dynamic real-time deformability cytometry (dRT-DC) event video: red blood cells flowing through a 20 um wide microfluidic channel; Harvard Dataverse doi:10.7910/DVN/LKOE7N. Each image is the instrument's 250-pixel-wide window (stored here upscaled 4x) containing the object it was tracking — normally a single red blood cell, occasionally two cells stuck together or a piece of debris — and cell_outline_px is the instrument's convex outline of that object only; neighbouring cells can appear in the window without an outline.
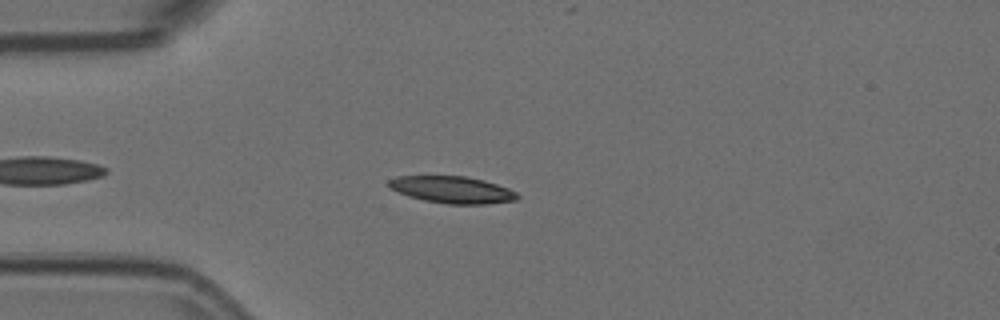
{"species": "Egyptian fruit bat (a non-hibernating species)", "species_latin": "Rousettus aegyptiacus", "temperature_condition": "room temperature", "stored_images_in_passage": 10, "camera_frame_rate_fps": 3000, "um_per_image_px": 0.085, "animal": {"sex": "female"}, "frame": {"image": 1, "passage_image": 3, "time_ms": 0.667, "image_size_px": [1000, 320], "cell_outline_px": [[520, 196], [516, 200], [488, 204], [448, 204], [424, 200], [408, 196], [388, 188], [388, 180], [396, 176], [464, 176], [484, 180], [508, 188], [516, 192]], "centroid_in_image_um": [38.42, 16.13], "position_along_channel_um": 46.6, "area_um2": 20.23}}
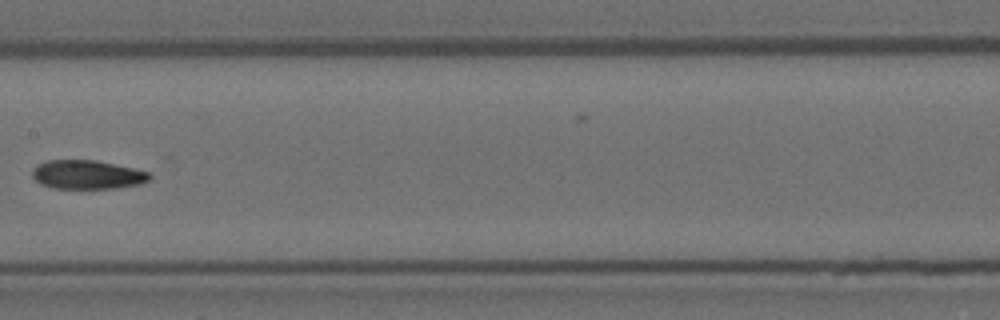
{"frame": {"image": 2, "passage_image": 7, "time_ms": 2.0, "image_size_px": [1000, 320], "cell_outline_px": [[152, 176], [148, 180], [140, 184], [116, 188], [52, 188], [40, 184], [32, 176], [32, 168], [36, 164], [48, 160], [96, 160], [152, 172]], "centroid_in_image_um": [7.41, 14.84], "position_along_channel_um": 200.0, "area_um2": 19.88}}
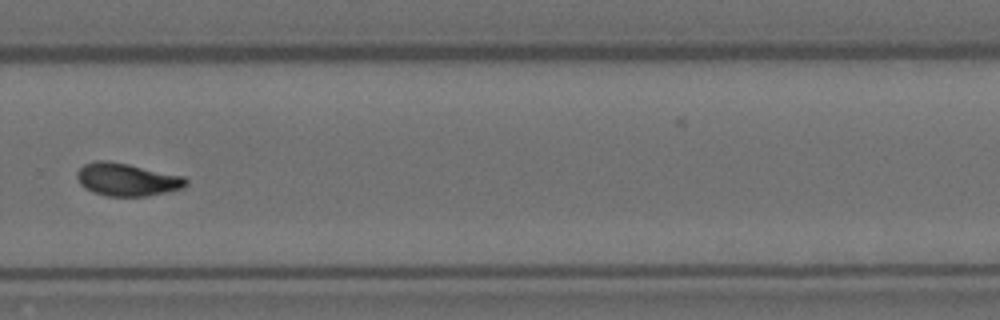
{"frame": {"image": 3, "passage_image": 10, "time_ms": 3.0, "image_size_px": [1000, 320], "cell_outline_px": [[188, 184], [184, 188], [168, 192], [148, 196], [104, 196], [92, 192], [84, 188], [80, 184], [76, 176], [76, 172], [84, 164], [96, 160], [108, 160], [128, 164], [184, 176], [188, 180]], "centroid_in_image_um": [10.79, 15.27], "position_along_channel_um": 319.0, "area_um2": 21.1}}